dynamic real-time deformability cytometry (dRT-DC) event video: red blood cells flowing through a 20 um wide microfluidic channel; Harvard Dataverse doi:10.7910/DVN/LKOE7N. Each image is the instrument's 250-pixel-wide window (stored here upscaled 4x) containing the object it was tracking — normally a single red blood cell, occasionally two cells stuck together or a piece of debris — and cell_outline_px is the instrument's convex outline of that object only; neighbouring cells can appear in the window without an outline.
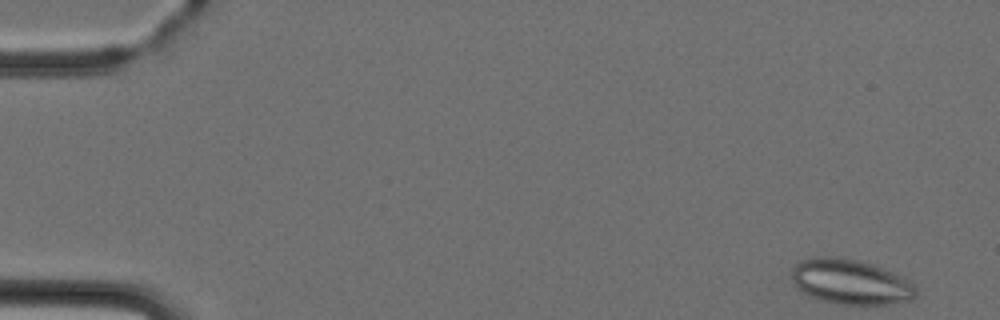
{"species": "Egyptian fruit bat (a non-hibernating species)", "species_latin": "Rousettus aegyptiacus", "temperature_condition": "cold", "stored_images_in_passage": 4, "camera_frame_rate_fps": 3000, "um_per_image_px": 0.085, "animal": {"sex": "female"}, "frame": {"image": 1, "passage_image": 1, "time_ms": 0.0, "image_size_px": [1000, 320], "cell_outline_px": [[916, 296], [912, 300], [888, 304], [840, 304], [808, 296], [800, 292], [796, 288], [792, 280], [792, 268], [800, 260], [856, 260], [880, 268], [916, 284]], "centroid_in_image_um": [72.31, 24.03], "position_along_channel_um": 12.7, "area_um2": 31.33}}